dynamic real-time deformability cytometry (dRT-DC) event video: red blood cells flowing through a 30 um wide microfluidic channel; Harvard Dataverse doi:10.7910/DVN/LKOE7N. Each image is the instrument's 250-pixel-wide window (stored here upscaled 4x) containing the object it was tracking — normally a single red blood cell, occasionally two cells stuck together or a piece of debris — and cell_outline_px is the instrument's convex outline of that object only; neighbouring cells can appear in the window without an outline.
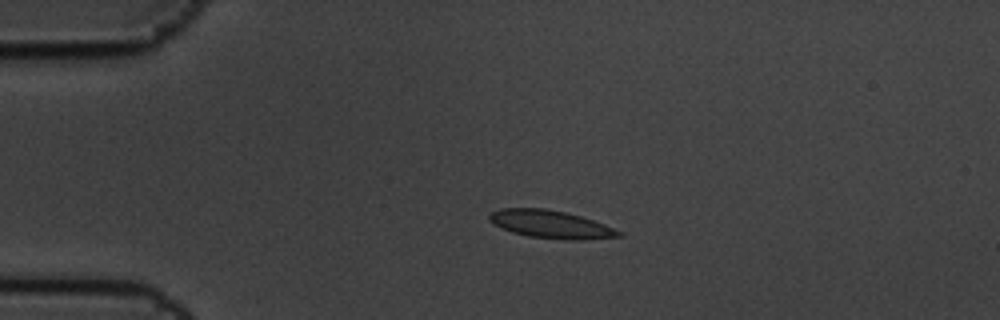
{"species": "common noctule bat (a hibernating species)", "species_latin": "Nyctalus noctula", "temperature_condition": "cold", "stored_images_in_passage": 2, "camera_frame_rate_fps": 3000, "um_per_image_px": 0.085, "animal": {"sex": "male", "body_mass_g": 19.5, "forearm_length_mm": 54.6}, "frame": {"image": 1, "passage_image": 1, "time_ms": 0.0, "image_size_px": [1000, 320], "cell_outline_px": [[624, 236], [584, 240], [564, 240], [528, 236], [512, 232], [488, 220], [488, 216], [492, 212], [500, 208], [544, 208], [564, 212], [580, 216], [604, 224], [624, 232]], "centroid_in_image_um": [46.86, 19.07], "position_along_channel_um": 38.1, "area_um2": 20.98}}